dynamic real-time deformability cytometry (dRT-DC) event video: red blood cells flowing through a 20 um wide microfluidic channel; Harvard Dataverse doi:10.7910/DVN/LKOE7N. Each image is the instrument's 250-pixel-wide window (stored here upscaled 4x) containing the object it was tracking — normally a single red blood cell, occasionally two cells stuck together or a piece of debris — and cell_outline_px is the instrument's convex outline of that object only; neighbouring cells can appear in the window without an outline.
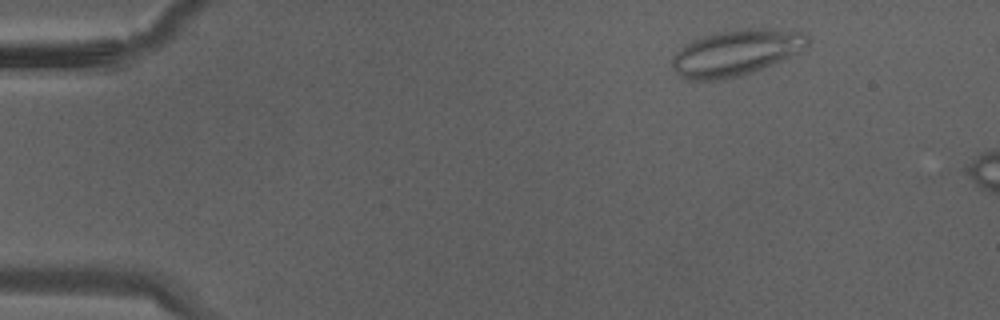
{"species": "Egyptian fruit bat (a non-hibernating species)", "species_latin": "Rousettus aegyptiacus", "temperature_condition": "warm", "stored_images_in_passage": 9, "camera_frame_rate_fps": 3000, "um_per_image_px": 0.085, "animal": {"sex": "male"}, "frame": {"image": 1, "passage_image": 2, "time_ms": 0.333, "image_size_px": [1000, 320], "cell_outline_px": [[808, 44], [800, 52], [764, 68], [740, 76], [716, 80], [684, 80], [672, 68], [672, 56], [684, 44], [692, 40], [716, 32], [756, 28], [768, 28], [804, 32], [808, 36]], "centroid_in_image_um": [62.55, 4.49], "position_along_channel_um": 22.5, "area_um2": 36.41}}